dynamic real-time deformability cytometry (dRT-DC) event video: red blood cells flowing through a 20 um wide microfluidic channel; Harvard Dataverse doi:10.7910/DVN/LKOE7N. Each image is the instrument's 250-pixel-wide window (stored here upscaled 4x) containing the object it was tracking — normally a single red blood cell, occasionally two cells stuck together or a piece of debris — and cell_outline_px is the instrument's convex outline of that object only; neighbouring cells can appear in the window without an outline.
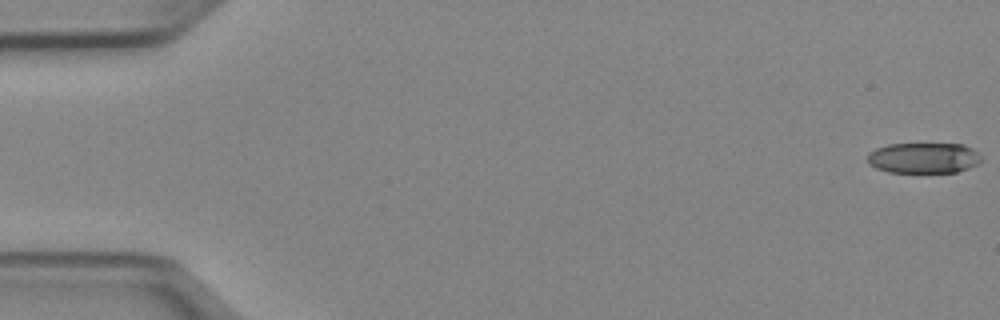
{"species": "Egyptian fruit bat (a non-hibernating species)", "species_latin": "Rousettus aegyptiacus", "temperature_condition": "cold", "stored_images_in_passage": 52, "camera_frame_rate_fps": 3000, "um_per_image_px": 0.085, "animal": {"sex": "female"}, "frame": {"image": 1, "passage_image": 1, "time_ms": 0.0, "image_size_px": [1000, 320], "cell_outline_px": [[984, 160], [980, 164], [956, 172], [888, 172], [876, 168], [868, 164], [868, 152], [876, 148], [888, 144], [964, 144], [972, 148]], "centroid_in_image_um": [78.52, 13.42], "position_along_channel_um": 6.5, "area_um2": 20.46}}
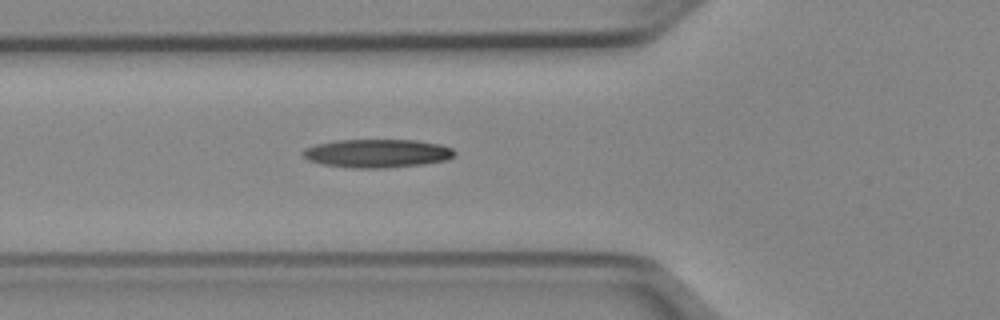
{"frame": {"image": 2, "passage_image": 19, "time_ms": 6.0, "image_size_px": [1000, 320], "cell_outline_px": [[456, 156], [448, 160], [424, 164], [384, 168], [352, 168], [324, 164], [308, 160], [300, 152], [304, 148], [316, 144], [336, 140], [416, 140], [440, 144], [452, 148], [456, 152]], "centroid_in_image_um": [32.09, 13.03], "position_along_channel_um": 93.7, "area_um2": 25.32}}
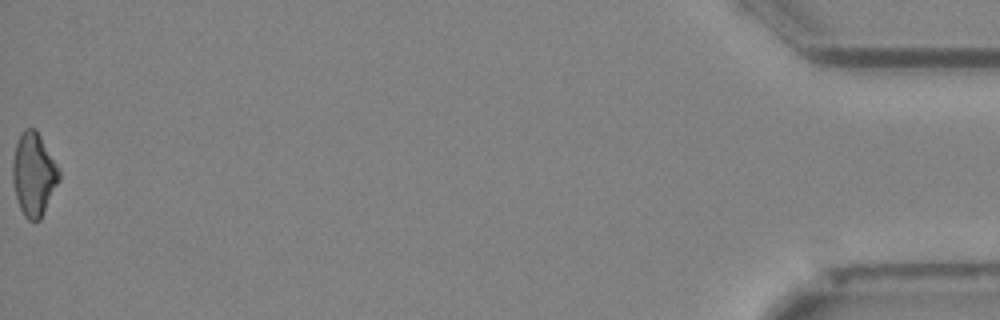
{"frame": {"image": 3, "passage_image": 52, "time_ms": 17.0, "image_size_px": [1000, 320], "cell_outline_px": [[60, 180], [40, 220], [28, 220], [24, 216], [20, 208], [16, 196], [12, 180], [12, 160], [16, 144], [20, 132], [24, 128], [36, 128], [56, 164], [60, 172]], "centroid_in_image_um": [2.85, 14.8], "position_along_channel_um": 432.3, "area_um2": 22.48}}